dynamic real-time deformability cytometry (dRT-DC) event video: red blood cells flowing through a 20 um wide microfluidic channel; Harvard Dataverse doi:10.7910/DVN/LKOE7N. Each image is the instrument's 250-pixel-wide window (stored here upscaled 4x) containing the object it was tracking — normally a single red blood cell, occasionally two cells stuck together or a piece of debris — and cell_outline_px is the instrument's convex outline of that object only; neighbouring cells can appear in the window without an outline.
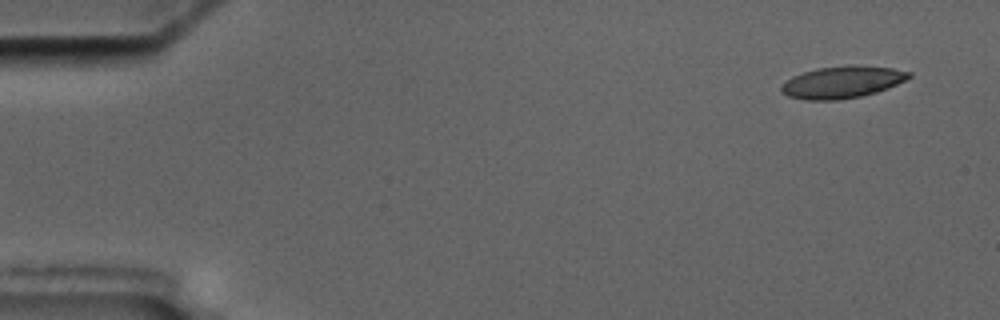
{"species": "common noctule bat (a hibernating species)", "species_latin": "Nyctalus noctula", "temperature_condition": "cold", "stored_images_in_passage": 5, "camera_frame_rate_fps": 3000, "um_per_image_px": 0.085, "animal": {"sex": "male", "body_mass_g": 17.5, "forearm_length_mm": 52.3}, "frame": {"image": 1, "passage_image": 1, "time_ms": 0.0, "image_size_px": [1000, 320], "cell_outline_px": [[912, 76], [896, 84], [876, 92], [860, 96], [836, 100], [804, 100], [788, 96], [780, 92], [780, 88], [792, 76], [816, 68], [848, 64], [856, 64], [892, 68], [912, 72]], "centroid_in_image_um": [71.58, 6.96], "position_along_channel_um": 13.4, "area_um2": 23.87}}
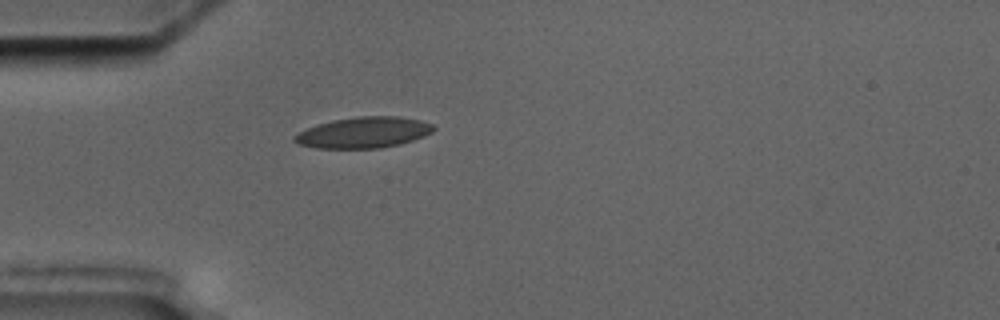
{"frame": {"image": 2, "passage_image": 5, "time_ms": 4.333, "image_size_px": [1000, 320], "cell_outline_px": [[436, 128], [432, 132], [424, 136], [400, 144], [376, 148], [316, 148], [296, 144], [292, 140], [292, 136], [316, 124], [332, 120], [356, 116], [396, 116], [420, 120], [432, 124]], "centroid_in_image_um": [30.87, 11.26], "position_along_channel_um": 54.1, "area_um2": 25.14}}